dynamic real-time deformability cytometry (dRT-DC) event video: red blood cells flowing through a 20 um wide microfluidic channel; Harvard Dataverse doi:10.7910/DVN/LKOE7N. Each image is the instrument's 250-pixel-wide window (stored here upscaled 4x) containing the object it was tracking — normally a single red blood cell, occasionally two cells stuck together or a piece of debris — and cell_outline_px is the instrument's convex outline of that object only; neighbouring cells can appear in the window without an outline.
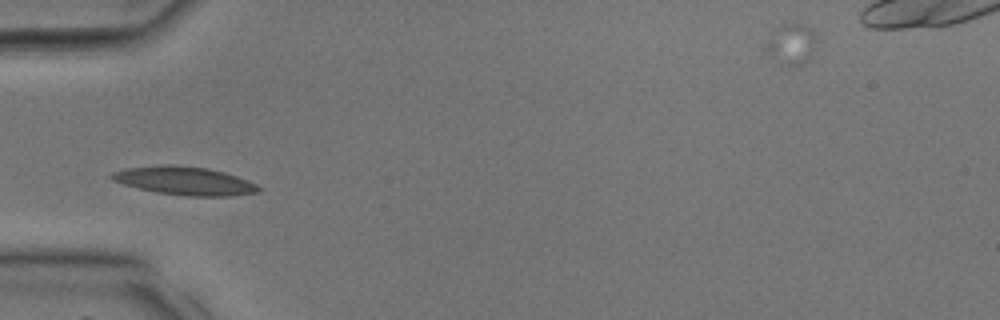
{"species": "common noctule bat (a hibernating species)", "species_latin": "Nyctalus noctula", "temperature_condition": "room temperature", "stored_images_in_passage": 22, "camera_frame_rate_fps": 3000, "um_per_image_px": 0.085, "animal": {"sex": "male", "body_mass_g": 17.9, "forearm_length_mm": 54.2}, "frame": {"image": 1, "passage_image": 4, "time_ms": 1.0, "image_size_px": [1000, 320], "cell_outline_px": [[264, 188], [260, 192], [232, 196], [188, 196], [156, 192], [124, 184], [112, 180], [108, 176], [112, 172], [124, 168], [160, 164], [168, 164], [208, 168], [224, 172], [248, 180]], "centroid_in_image_um": [15.7, 15.36], "position_along_channel_um": 69.3, "area_um2": 24.45}}
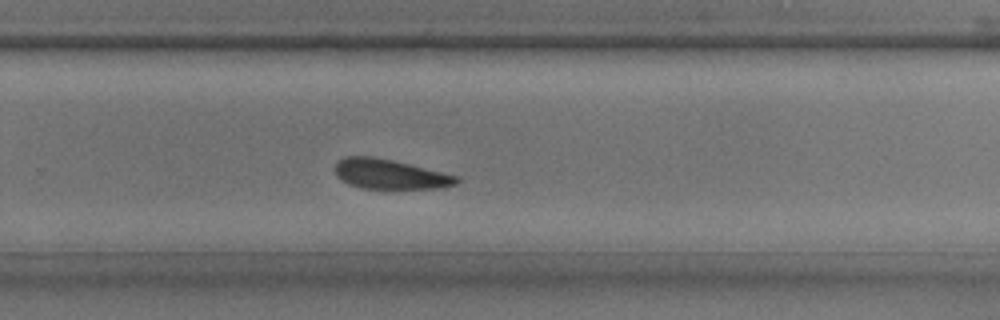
{"frame": {"image": 2, "passage_image": 16, "time_ms": 5.0, "image_size_px": [1000, 320], "cell_outline_px": [[460, 180], [456, 184], [440, 188], [364, 188], [348, 184], [336, 176], [336, 164], [344, 156], [372, 156], [392, 160], [460, 176]], "centroid_in_image_um": [33.16, 14.8], "position_along_channel_um": 296.6, "area_um2": 20.92}}